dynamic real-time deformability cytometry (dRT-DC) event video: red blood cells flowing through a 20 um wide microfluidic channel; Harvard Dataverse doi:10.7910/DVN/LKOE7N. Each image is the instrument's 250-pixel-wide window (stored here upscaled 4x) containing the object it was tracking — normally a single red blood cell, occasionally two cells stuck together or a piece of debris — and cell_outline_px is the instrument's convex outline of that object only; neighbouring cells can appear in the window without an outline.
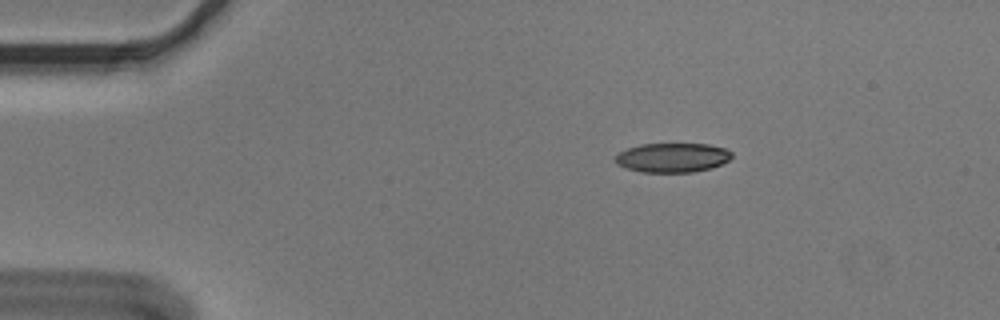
{"species": "Egyptian fruit bat (a non-hibernating species)", "species_latin": "Rousettus aegyptiacus", "temperature_condition": "cold", "stored_images_in_passage": 47, "camera_frame_rate_fps": 3000, "um_per_image_px": 0.085, "animal": {"sex": "male"}, "frame": {"image": 1, "passage_image": 1, "time_ms": 0.0, "image_size_px": [1000, 320], "cell_outline_px": [[732, 156], [724, 164], [712, 168], [692, 172], [640, 172], [624, 168], [616, 164], [612, 156], [628, 148], [640, 144], [708, 144], [724, 148], [732, 152]], "centroid_in_image_um": [57.12, 13.4], "position_along_channel_um": 27.9, "area_um2": 20.17}}
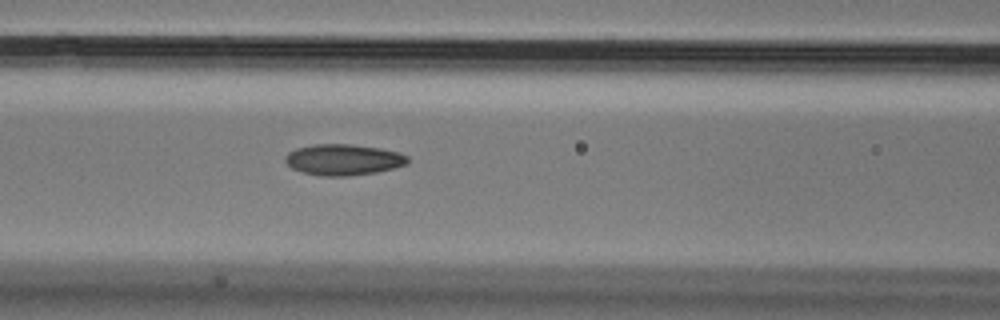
{"frame": {"image": 2, "passage_image": 15, "time_ms": 4.667, "image_size_px": [1000, 320], "cell_outline_px": [[408, 164], [376, 172], [348, 176], [320, 176], [304, 172], [292, 168], [284, 160], [284, 156], [288, 152], [296, 148], [312, 144], [348, 144], [380, 148], [400, 152], [408, 156]], "centroid_in_image_um": [29.18, 13.57], "position_along_channel_um": 137.4, "area_um2": 22.2}}
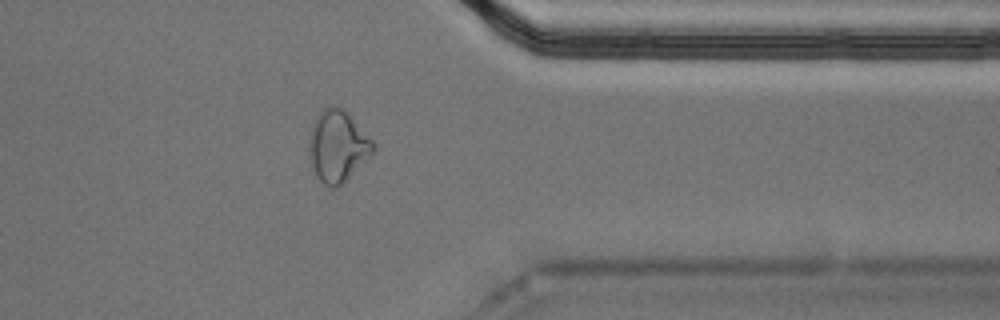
{"frame": {"image": 3, "passage_image": 36, "time_ms": 11.667, "image_size_px": [1000, 320], "cell_outline_px": [[376, 148], [336, 188], [328, 188], [316, 176], [312, 164], [308, 148], [308, 144], [312, 124], [316, 116], [328, 104], [332, 104], [344, 108], [348, 112], [376, 144]], "centroid_in_image_um": [28.67, 12.36], "position_along_channel_um": 382.7, "area_um2": 26.47}, "authors_computed_cell_mechanics": {"area_um2": 21.7328, "velocity_mm_per_s": 3.6201, "shape_relaxation_time_tau1_ms": null, "shape_relaxation_time_tau2_ms": 3.4744, "deformation_change_tau1": null, "deformation_change_tau2": 0.1021}}